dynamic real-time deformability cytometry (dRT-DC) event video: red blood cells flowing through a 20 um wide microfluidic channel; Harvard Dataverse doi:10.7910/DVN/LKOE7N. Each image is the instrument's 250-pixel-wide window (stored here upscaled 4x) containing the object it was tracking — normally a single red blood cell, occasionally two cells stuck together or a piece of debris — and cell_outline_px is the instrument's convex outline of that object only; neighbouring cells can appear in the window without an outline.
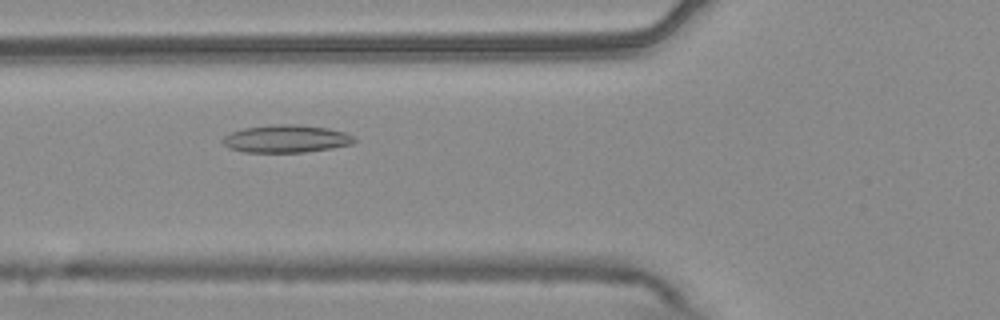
{"species": "common noctule bat (a hibernating species)", "species_latin": "Nyctalus noctula", "temperature_condition": "warm", "stored_images_in_passage": 54, "camera_frame_rate_fps": 3000, "um_per_image_px": 0.085, "animal": {"sex": "male", "body_mass_g": 20.4}, "frame": {"image": 1, "passage_image": 20, "time_ms": 6.333, "image_size_px": [1000, 320], "cell_outline_px": [[356, 140], [352, 144], [332, 148], [304, 152], [244, 152], [228, 148], [220, 140], [224, 136], [232, 132], [244, 128], [276, 124], [296, 124], [328, 128], [344, 132], [352, 136]], "centroid_in_image_um": [24.3, 11.8], "position_along_channel_um": 101.5, "area_um2": 21.15}}
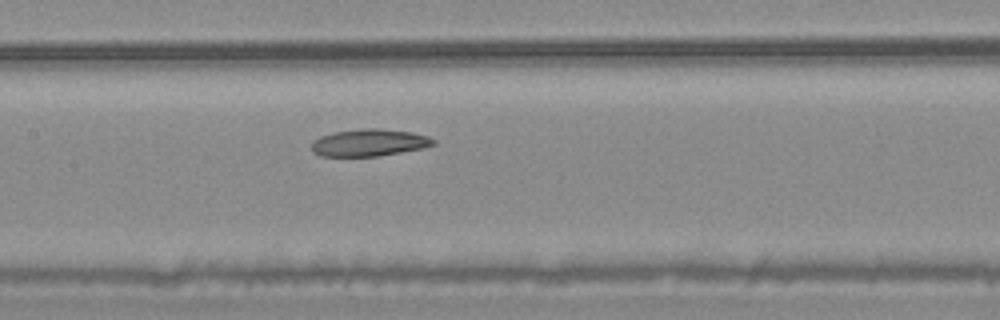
{"frame": {"image": 2, "passage_image": 26, "time_ms": 8.333, "image_size_px": [1000, 320], "cell_outline_px": [[436, 144], [424, 148], [376, 156], [320, 156], [312, 152], [312, 140], [320, 136], [332, 132], [360, 128], [380, 128], [412, 132], [428, 136], [436, 140]], "centroid_in_image_um": [31.37, 12.11], "position_along_channel_um": 176.0, "area_um2": 19.48}}
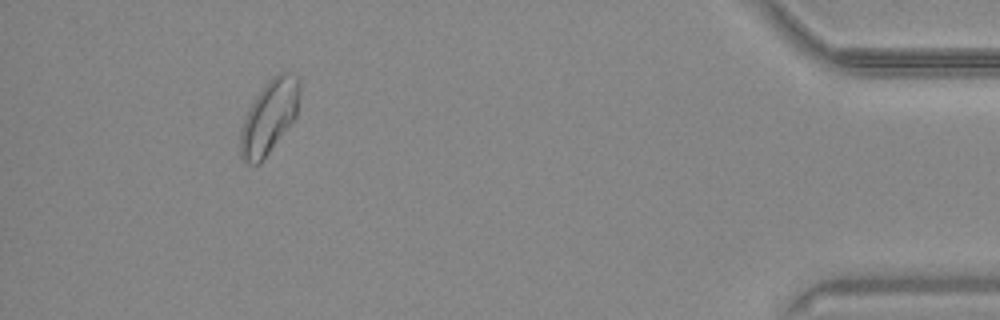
{"frame": {"image": 3, "passage_image": 50, "time_ms": 16.333, "image_size_px": [1000, 320], "cell_outline_px": [[300, 92], [296, 116], [260, 164], [248, 164], [240, 156], [240, 132], [244, 120], [256, 96], [268, 80], [272, 76], [280, 72], [292, 72], [300, 76]], "centroid_in_image_um": [22.91, 9.9], "position_along_channel_um": 412.3, "area_um2": 25.2}, "authors_computed_cell_mechanics": {"area_um2": 21.9062, "velocity_mm_per_s": 3.7075, "shape_relaxation_time_tau1_ms": null, "shape_relaxation_time_tau2_ms": 7.1215, "deformation_change_tau1": null, "deformation_change_tau2": 0.1266}}